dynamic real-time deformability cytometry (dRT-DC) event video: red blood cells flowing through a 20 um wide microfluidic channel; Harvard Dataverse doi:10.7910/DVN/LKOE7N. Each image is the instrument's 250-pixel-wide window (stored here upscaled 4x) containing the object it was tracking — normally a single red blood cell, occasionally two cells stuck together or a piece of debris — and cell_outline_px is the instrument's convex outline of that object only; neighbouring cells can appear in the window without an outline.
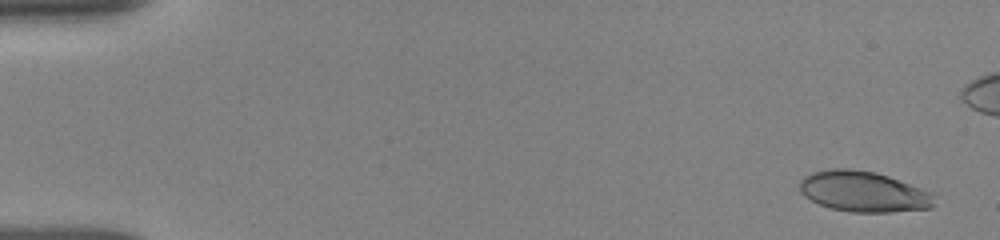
{"species": "human", "species_latin": "Homo sapiens", "temperature_condition": "room temperature", "stored_images_in_passage": 27, "camera_frame_rate_fps": 3000, "um_per_image_px": 0.085, "donor": {"sex": "female"}, "frame": {"image": 1, "passage_image": 2, "time_ms": 0.333, "image_size_px": [1000, 240], "cell_outline_px": [[932, 208], [892, 212], [848, 212], [832, 208], [820, 204], [804, 196], [800, 192], [800, 180], [804, 176], [812, 172], [832, 168], [848, 168], [876, 172], [888, 176], [932, 192]], "centroid_in_image_um": [73.36, 16.28], "position_along_channel_um": 11.6, "area_um2": 31.79}}
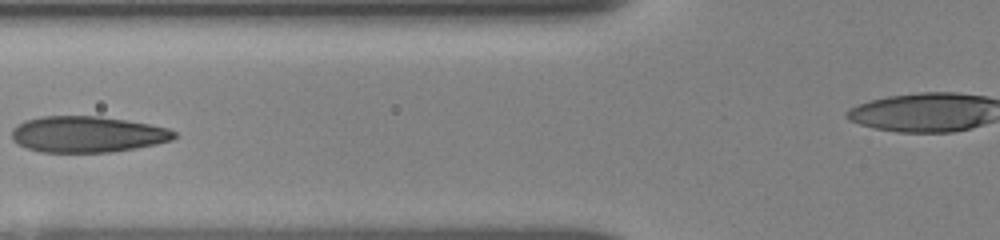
{"frame": {"image": 2, "passage_image": 18, "time_ms": 6.667, "image_size_px": [1000, 240], "cell_outline_px": [[176, 136], [172, 140], [156, 144], [136, 148], [112, 152], [40, 152], [28, 148], [12, 140], [12, 128], [16, 124], [24, 120], [40, 116], [100, 116], [148, 124], [168, 128], [176, 132]], "centroid_in_image_um": [7.4, 11.41], "position_along_channel_um": 118.4, "area_um2": 34.28}}
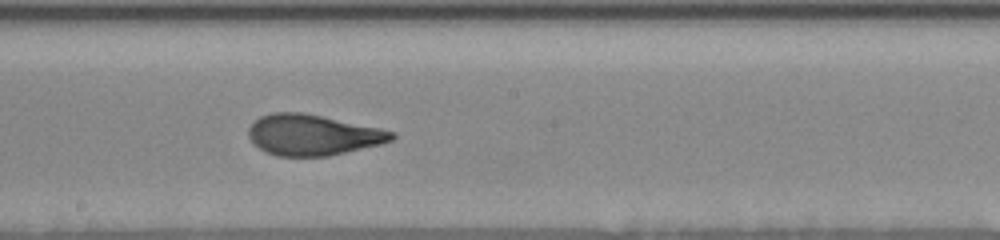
{"frame": {"image": 3, "passage_image": 25, "time_ms": 9.333, "image_size_px": [1000, 240], "cell_outline_px": [[396, 136], [392, 140], [380, 144], [328, 156], [276, 156], [264, 152], [248, 136], [248, 128], [260, 116], [272, 112], [300, 112], [380, 128], [396, 132]], "centroid_in_image_um": [26.57, 11.47], "position_along_channel_um": 221.6, "area_um2": 33.76}}